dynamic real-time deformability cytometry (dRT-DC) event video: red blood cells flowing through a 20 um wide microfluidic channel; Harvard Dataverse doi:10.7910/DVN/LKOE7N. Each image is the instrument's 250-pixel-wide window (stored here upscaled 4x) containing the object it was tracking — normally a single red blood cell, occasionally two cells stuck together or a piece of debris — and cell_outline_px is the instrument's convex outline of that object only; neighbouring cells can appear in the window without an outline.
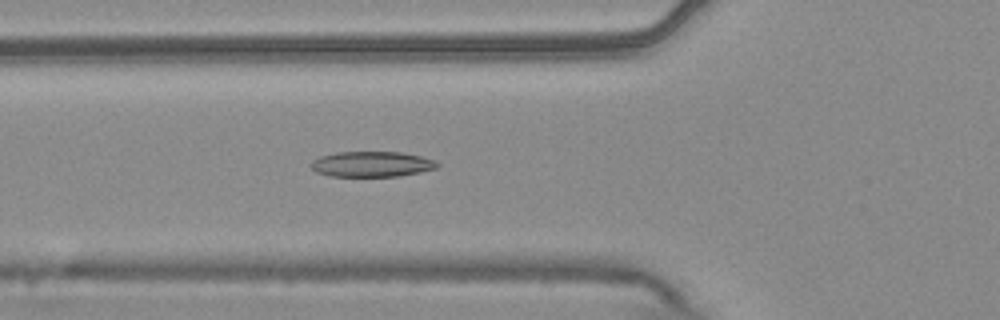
{"species": "common noctule bat (a hibernating species)", "species_latin": "Nyctalus noctula", "temperature_condition": "warm", "stored_images_in_passage": 51, "camera_frame_rate_fps": 3000, "um_per_image_px": 0.085, "animal": {"sex": "male", "body_mass_g": 20.4}, "frame": {"image": 1, "passage_image": 16, "time_ms": 5.0, "image_size_px": [1000, 320], "cell_outline_px": [[440, 164], [436, 168], [420, 172], [400, 176], [328, 176], [316, 172], [308, 164], [312, 160], [320, 156], [336, 152], [400, 152], [420, 156], [436, 160]], "centroid_in_image_um": [31.58, 13.95], "position_along_channel_um": 94.2, "area_um2": 18.84}}
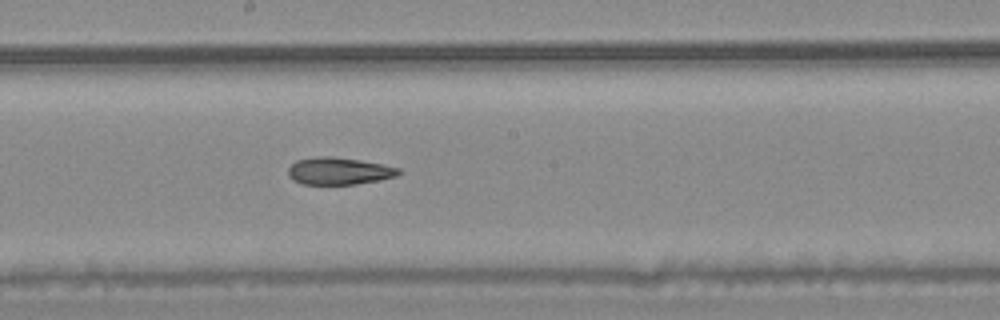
{"frame": {"image": 2, "passage_image": 26, "time_ms": 8.333, "image_size_px": [1000, 320], "cell_outline_px": [[400, 172], [396, 176], [380, 180], [356, 184], [304, 184], [292, 180], [288, 176], [288, 168], [296, 160], [316, 156], [332, 156], [360, 160], [400, 168]], "centroid_in_image_um": [28.77, 14.53], "position_along_channel_um": 219.4, "area_um2": 17.51}}
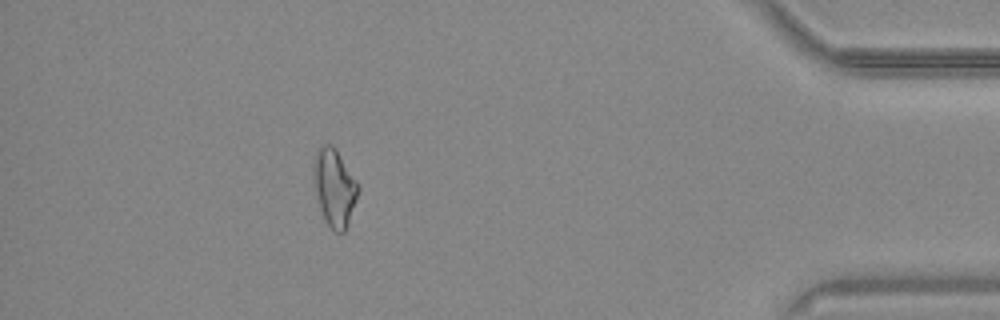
{"frame": {"image": 3, "passage_image": 45, "time_ms": 14.667, "image_size_px": [1000, 320], "cell_outline_px": [[360, 188], [348, 224], [344, 232], [336, 232], [328, 224], [320, 208], [312, 180], [312, 168], [316, 148], [320, 144], [332, 144], [360, 184]], "centroid_in_image_um": [28.41, 15.88], "position_along_channel_um": 406.8, "area_um2": 20.29}, "authors_computed_cell_mechanics": {"area_um2": 18.9584, "velocity_mm_per_s": 3.7424, "shape_relaxation_time_tau1_ms": null, "shape_relaxation_time_tau2_ms": 3.4409, "deformation_change_tau1": null, "deformation_change_tau2": 0.1168}}